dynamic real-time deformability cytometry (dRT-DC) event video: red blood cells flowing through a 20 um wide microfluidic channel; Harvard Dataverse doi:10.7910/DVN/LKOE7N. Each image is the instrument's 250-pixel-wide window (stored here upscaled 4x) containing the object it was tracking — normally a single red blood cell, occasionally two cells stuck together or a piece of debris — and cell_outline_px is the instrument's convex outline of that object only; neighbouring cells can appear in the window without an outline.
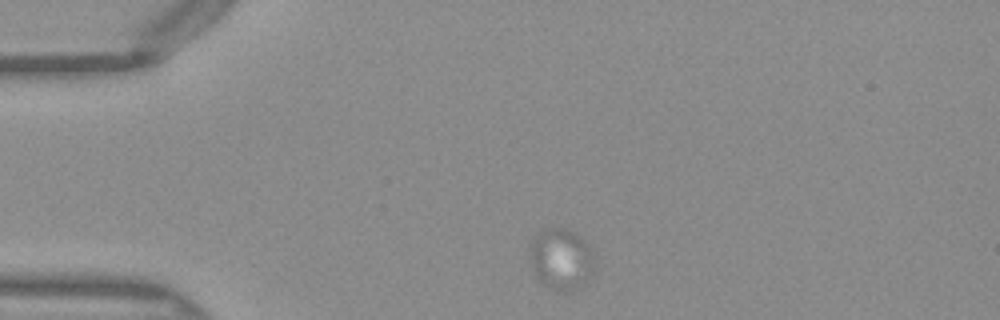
{"species": "Egyptian fruit bat (a non-hibernating species)", "species_latin": "Rousettus aegyptiacus", "temperature_condition": "warm", "stored_images_in_passage": 7, "camera_frame_rate_fps": 3000, "um_per_image_px": 0.085, "frame": {"image": 1, "passage_image": 1, "time_ms": 0.0, "image_size_px": [1000, 320], "cell_outline_px": [[596, 272], [584, 284], [568, 292], [556, 292], [544, 284], [540, 280], [532, 268], [528, 248], [536, 232], [540, 228], [564, 228], [576, 232], [584, 240], [588, 248], [596, 268]], "centroid_in_image_um": [47.68, 22.02], "position_along_channel_um": 37.3, "area_um2": 23.52}}